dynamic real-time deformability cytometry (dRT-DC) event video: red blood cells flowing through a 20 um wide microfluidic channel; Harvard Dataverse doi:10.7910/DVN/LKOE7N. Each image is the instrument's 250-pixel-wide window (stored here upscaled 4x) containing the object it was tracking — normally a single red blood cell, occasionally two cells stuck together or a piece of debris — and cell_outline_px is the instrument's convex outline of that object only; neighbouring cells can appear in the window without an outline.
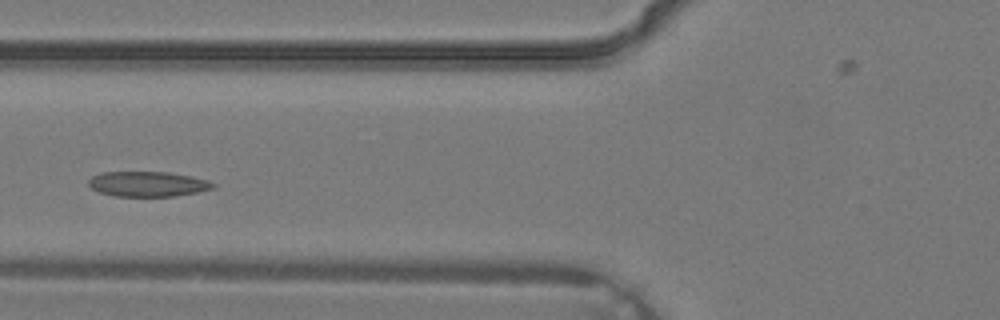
{"species": "common noctule bat (a hibernating species)", "species_latin": "Nyctalus noctula", "temperature_condition": "warm", "stored_images_in_passage": 2, "camera_frame_rate_fps": 3000, "um_per_image_px": 0.085, "animal": {"sex": "male", "body_mass_g": 19.2, "forearm_length_mm": 51.8}, "frame": {"image": 1, "passage_image": 2, "time_ms": 0.333, "image_size_px": [1000, 320], "cell_outline_px": [[216, 188], [176, 196], [112, 196], [100, 192], [92, 188], [88, 184], [88, 180], [92, 176], [100, 172], [168, 172], [192, 176], [208, 180], [216, 184]], "centroid_in_image_um": [12.57, 15.63], "position_along_channel_um": 113.2, "area_um2": 18.32}}